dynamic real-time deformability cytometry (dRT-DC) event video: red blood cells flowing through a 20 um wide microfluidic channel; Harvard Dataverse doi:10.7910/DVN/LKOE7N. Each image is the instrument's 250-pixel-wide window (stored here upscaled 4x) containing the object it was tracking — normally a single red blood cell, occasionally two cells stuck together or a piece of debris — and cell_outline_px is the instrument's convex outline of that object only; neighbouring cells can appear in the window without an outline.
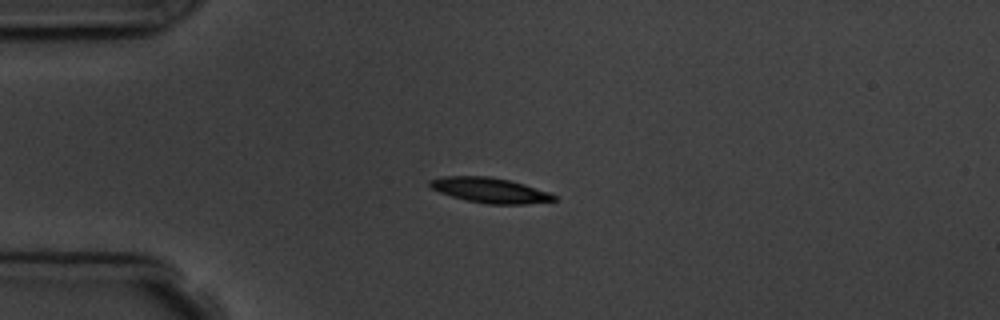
{"species": "common noctule bat (a hibernating species)", "species_latin": "Nyctalus noctula", "temperature_condition": "room temperature", "stored_images_in_passage": 7, "camera_frame_rate_fps": 3000, "um_per_image_px": 0.085, "animal": {"sex": "male", "body_mass_g": 19.5, "forearm_length_mm": 54.6}, "frame": {"image": 1, "passage_image": 5, "time_ms": 4.667, "image_size_px": [1000, 320], "cell_outline_px": [[556, 200], [528, 204], [488, 204], [468, 200], [452, 196], [440, 192], [432, 188], [428, 184], [428, 180], [444, 176], [488, 176], [508, 180], [524, 184], [548, 192], [556, 196]], "centroid_in_image_um": [41.63, 16.17], "position_along_channel_um": 43.4, "area_um2": 17.98}}